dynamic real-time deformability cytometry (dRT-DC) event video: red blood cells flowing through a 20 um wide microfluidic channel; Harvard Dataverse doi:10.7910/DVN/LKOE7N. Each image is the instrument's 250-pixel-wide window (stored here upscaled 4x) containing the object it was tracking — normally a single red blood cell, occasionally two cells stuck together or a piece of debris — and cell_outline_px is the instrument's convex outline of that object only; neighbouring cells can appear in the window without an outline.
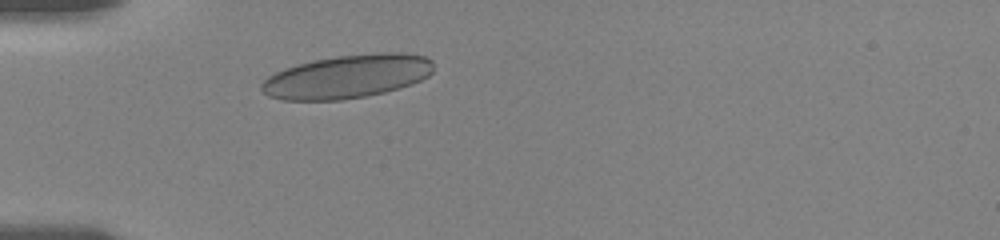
{"species": "human", "species_latin": "Homo sapiens", "temperature_condition": "room temperature", "stored_images_in_passage": 39, "camera_frame_rate_fps": 3000, "um_per_image_px": 0.085, "donor": {"sex": "female"}, "frame": {"image": 1, "passage_image": 7, "time_ms": 2.0, "image_size_px": [1000, 240], "cell_outline_px": [[432, 72], [428, 76], [412, 84], [400, 88], [384, 92], [364, 96], [340, 100], [284, 100], [268, 96], [260, 88], [260, 84], [268, 76], [276, 72], [312, 60], [336, 56], [380, 52], [404, 52], [424, 56], [432, 60]], "centroid_in_image_um": [29.53, 6.5], "position_along_channel_um": 55.5, "area_um2": 43.47}}
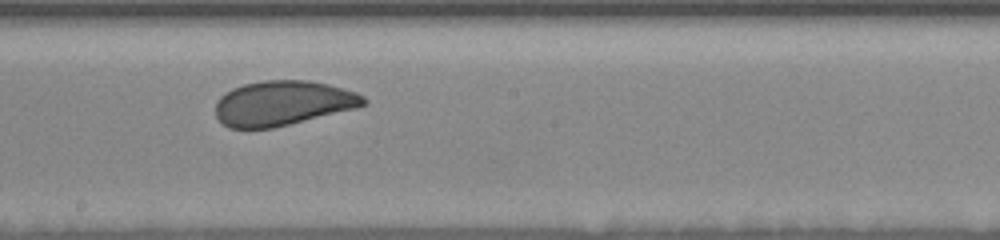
{"frame": {"image": 2, "passage_image": 22, "time_ms": 7.0, "image_size_px": [1000, 240], "cell_outline_px": [[368, 104], [356, 108], [272, 128], [228, 128], [216, 116], [216, 100], [220, 96], [232, 88], [244, 84], [264, 80], [308, 80], [328, 84], [356, 92], [364, 96], [368, 100]], "centroid_in_image_um": [24.04, 8.76], "position_along_channel_um": 224.2, "area_um2": 38.61}}
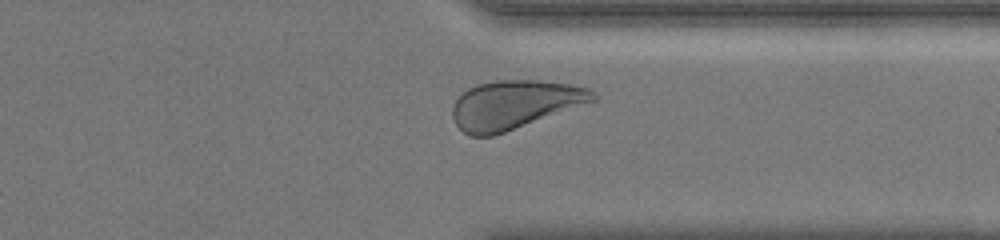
{"frame": {"image": 3, "passage_image": 34, "time_ms": 11.0, "image_size_px": [1000, 240], "cell_outline_px": [[600, 96], [596, 100], [504, 132], [492, 136], [472, 136], [464, 132], [456, 124], [452, 116], [452, 108], [456, 100], [468, 88], [476, 84], [496, 80], [536, 80], [568, 84], [588, 88], [596, 92]], "centroid_in_image_um": [43.73, 8.88], "position_along_channel_um": 367.7, "area_um2": 39.42}, "authors_computed_cell_mechanics": {"area_um2": 39.9976, "velocity_mm_per_s": 3.5877, "shape_relaxation_time_tau1_ms": 3.3967, "shape_relaxation_time_tau2_ms": 0.9913, "deformation_change_tau1": 0.1001, "deformation_change_tau2": 0.0656}}